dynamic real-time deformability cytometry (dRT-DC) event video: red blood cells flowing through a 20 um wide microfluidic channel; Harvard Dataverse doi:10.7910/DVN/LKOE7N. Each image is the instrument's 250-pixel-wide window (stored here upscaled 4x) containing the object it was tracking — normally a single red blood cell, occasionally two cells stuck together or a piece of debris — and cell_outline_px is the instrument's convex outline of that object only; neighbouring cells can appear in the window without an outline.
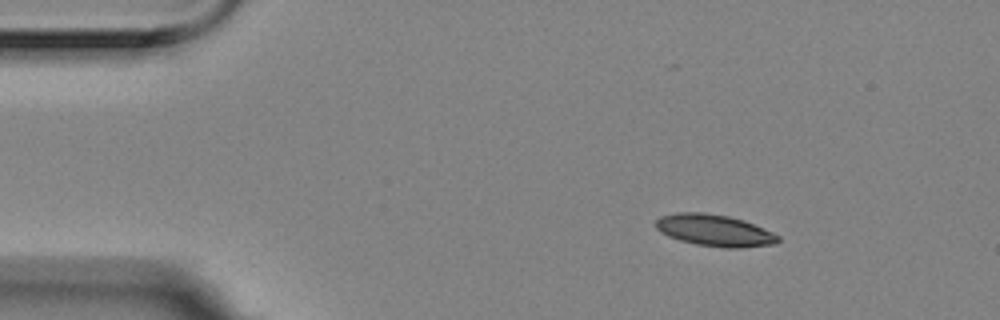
{"species": "Egyptian fruit bat (a non-hibernating species)", "species_latin": "Rousettus aegyptiacus", "temperature_condition": "room temperature", "stored_images_in_passage": 3, "camera_frame_rate_fps": 3000, "um_per_image_px": 0.085, "animal": {"sex": "female"}, "frame": {"image": 1, "passage_image": 1, "time_ms": 0.0, "image_size_px": [1000, 320], "cell_outline_px": [[780, 240], [776, 244], [740, 248], [724, 248], [696, 244], [680, 240], [668, 236], [660, 232], [656, 228], [656, 220], [660, 216], [676, 212], [704, 212], [728, 216], [744, 220], [772, 232], [780, 236]], "centroid_in_image_um": [60.74, 19.58], "position_along_channel_um": 24.3, "area_um2": 22.72}}